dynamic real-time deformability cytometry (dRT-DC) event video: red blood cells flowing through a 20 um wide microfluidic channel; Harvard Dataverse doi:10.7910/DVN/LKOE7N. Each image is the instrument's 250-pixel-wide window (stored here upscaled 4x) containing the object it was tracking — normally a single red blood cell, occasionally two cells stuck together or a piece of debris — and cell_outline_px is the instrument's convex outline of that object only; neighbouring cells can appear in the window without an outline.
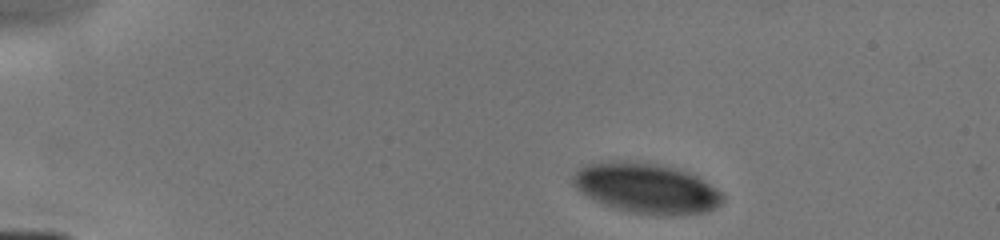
{"species": "human", "species_latin": "Homo sapiens", "temperature_condition": "cold", "stored_images_in_passage": 7, "camera_frame_rate_fps": 3000, "um_per_image_px": 0.085, "donor": {"sex": "male"}, "frame": {"image": 1, "passage_image": 1, "time_ms": 0.0, "image_size_px": [1000, 240], "cell_outline_px": [[724, 200], [716, 208], [708, 212], [680, 216], [672, 216], [636, 212], [616, 208], [604, 204], [580, 192], [572, 184], [572, 176], [584, 164], [612, 160], [628, 160], [660, 164], [680, 168], [696, 176], [724, 192]], "centroid_in_image_um": [54.99, 15.98], "position_along_channel_um": 30.0, "area_um2": 44.22}}
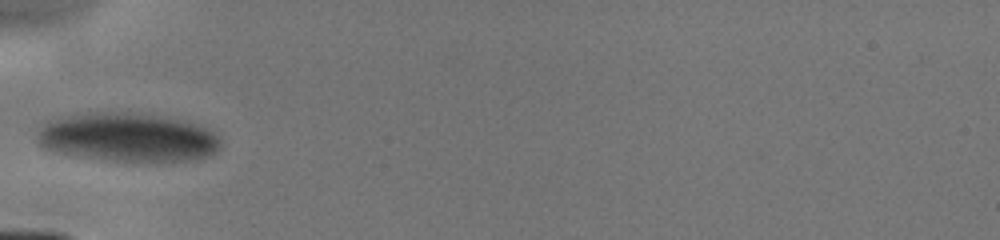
{"frame": {"image": 2, "passage_image": 4, "time_ms": 3.0, "image_size_px": [1000, 240], "cell_outline_px": [[220, 148], [216, 152], [208, 156], [188, 160], [160, 164], [116, 160], [60, 152], [48, 148], [40, 144], [36, 140], [36, 132], [44, 120], [56, 116], [76, 112], [128, 112], [184, 120], [196, 124], [220, 136]], "centroid_in_image_um": [10.84, 11.66], "position_along_channel_um": 74.2, "area_um2": 52.89}}
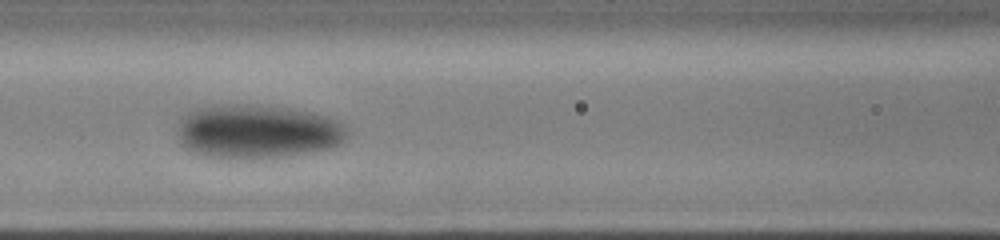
{"frame": {"image": 3, "passage_image": 6, "time_ms": 4.667, "image_size_px": [1000, 240], "cell_outline_px": [[348, 136], [336, 148], [280, 156], [208, 156], [196, 152], [180, 144], [180, 116], [196, 108], [212, 104], [248, 104], [288, 108], [328, 116], [344, 124], [348, 132]], "centroid_in_image_um": [21.92, 11.13], "position_along_channel_um": 144.7, "area_um2": 52.6}}